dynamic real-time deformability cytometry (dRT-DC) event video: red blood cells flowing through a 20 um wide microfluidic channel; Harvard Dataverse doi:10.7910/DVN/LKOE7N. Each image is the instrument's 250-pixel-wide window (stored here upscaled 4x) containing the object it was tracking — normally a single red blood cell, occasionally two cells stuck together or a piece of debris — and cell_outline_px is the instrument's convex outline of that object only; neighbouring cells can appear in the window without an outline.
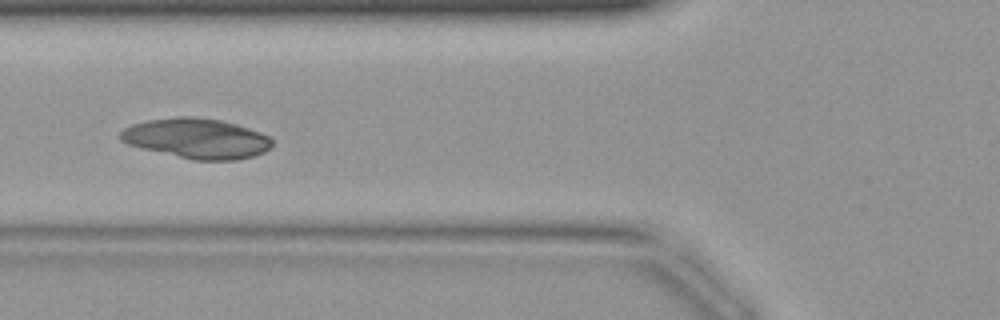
{"species": "common noctule bat (a hibernating species)", "species_latin": "Nyctalus noctula", "temperature_condition": "warm", "stored_images_in_passage": 35, "camera_frame_rate_fps": 3000, "um_per_image_px": 0.085, "animal": {"sex": "female", "body_mass_g": 19.9}, "frame": {"image": 1, "passage_image": 9, "time_ms": 2.667, "image_size_px": [1000, 320], "cell_outline_px": [[272, 148], [264, 152], [252, 156], [236, 160], [192, 160], [128, 144], [120, 140], [120, 132], [124, 128], [132, 124], [148, 120], [176, 116], [192, 116], [220, 120], [236, 124], [272, 136]], "centroid_in_image_um": [16.75, 11.76], "position_along_channel_um": 109.1, "area_um2": 35.43}}
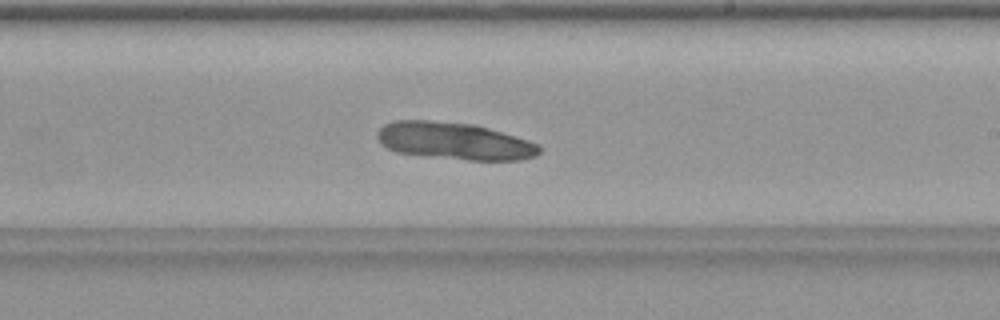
{"frame": {"image": 2, "passage_image": 18, "time_ms": 5.667, "image_size_px": [1000, 320], "cell_outline_px": [[540, 152], [536, 156], [520, 160], [468, 160], [396, 152], [380, 144], [376, 136], [376, 132], [384, 124], [392, 120], [428, 120], [476, 124], [528, 140], [540, 144]], "centroid_in_image_um": [38.61, 11.97], "position_along_channel_um": 250.4, "area_um2": 35.26}}
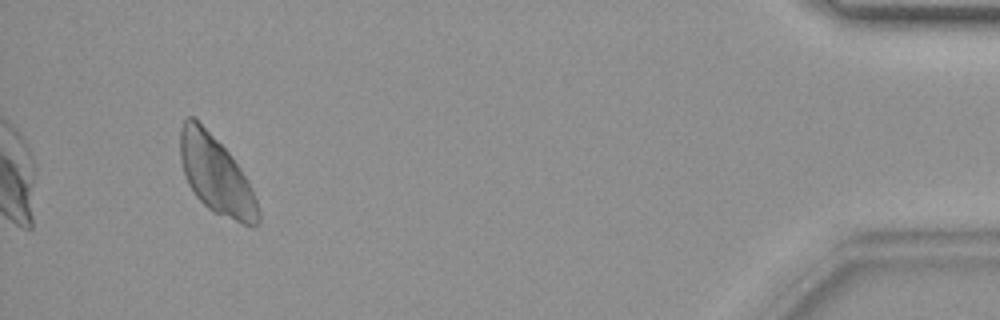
{"frame": {"image": 3, "passage_image": 33, "time_ms": 10.667, "image_size_px": [1000, 320], "cell_outline_px": [[260, 224], [252, 228], [216, 212], [208, 208], [196, 196], [188, 184], [184, 176], [180, 160], [180, 128], [184, 120], [188, 116], [196, 116], [228, 152], [240, 168], [248, 180], [252, 188], [260, 212]], "centroid_in_image_um": [18.35, 14.86], "position_along_channel_um": 416.8, "area_um2": 35.49}}